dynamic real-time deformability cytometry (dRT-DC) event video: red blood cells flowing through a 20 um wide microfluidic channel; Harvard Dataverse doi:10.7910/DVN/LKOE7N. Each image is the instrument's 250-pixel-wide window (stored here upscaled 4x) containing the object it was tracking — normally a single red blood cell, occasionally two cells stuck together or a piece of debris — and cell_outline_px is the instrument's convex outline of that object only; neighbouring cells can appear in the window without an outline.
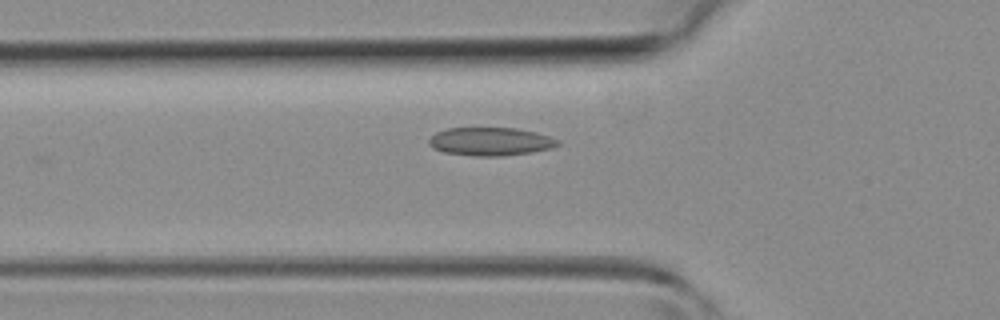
{"species": "common noctule bat (a hibernating species)", "species_latin": "Nyctalus noctula", "temperature_condition": "room temperature", "stored_images_in_passage": 13, "camera_frame_rate_fps": 3000, "um_per_image_px": 0.085, "animal": {"sex": "female", "body_mass_g": 19.3, "forearm_length_mm": 54.1}, "frame": {"image": 1, "passage_image": 3, "time_ms": 0.667, "image_size_px": [1000, 320], "cell_outline_px": [[560, 144], [552, 148], [532, 152], [500, 156], [476, 156], [444, 152], [432, 148], [428, 144], [428, 140], [436, 132], [444, 128], [516, 128], [536, 132], [560, 140]], "centroid_in_image_um": [41.68, 12.02], "position_along_channel_um": 84.1, "area_um2": 21.27}}
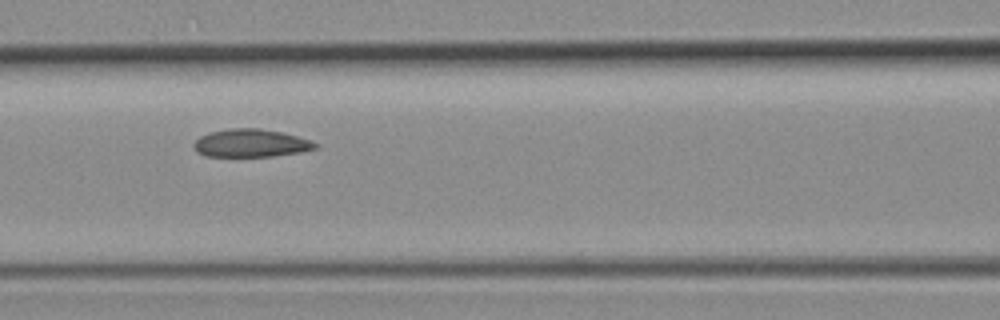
{"frame": {"image": 2, "passage_image": 7, "time_ms": 2.0, "image_size_px": [1000, 320], "cell_outline_px": [[316, 148], [300, 152], [272, 156], [208, 156], [196, 152], [192, 144], [200, 136], [212, 132], [232, 128], [260, 128], [280, 132], [312, 140], [316, 144]], "centroid_in_image_um": [21.3, 12.17], "position_along_channel_um": 145.3, "area_um2": 19.54}}
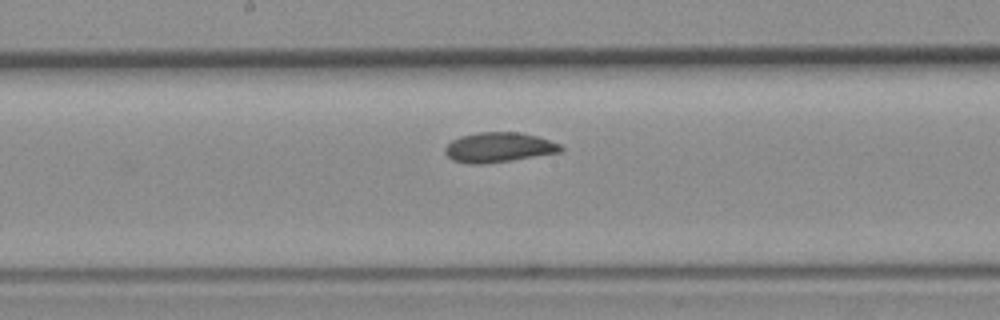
{"frame": {"image": 3, "passage_image": 11, "time_ms": 3.333, "image_size_px": [1000, 320], "cell_outline_px": [[564, 148], [560, 152], [484, 164], [468, 164], [452, 160], [444, 152], [444, 148], [452, 140], [460, 136], [476, 132], [520, 132], [536, 136], [560, 144]], "centroid_in_image_um": [42.35, 12.52], "position_along_channel_um": 205.9, "area_um2": 20.06}}